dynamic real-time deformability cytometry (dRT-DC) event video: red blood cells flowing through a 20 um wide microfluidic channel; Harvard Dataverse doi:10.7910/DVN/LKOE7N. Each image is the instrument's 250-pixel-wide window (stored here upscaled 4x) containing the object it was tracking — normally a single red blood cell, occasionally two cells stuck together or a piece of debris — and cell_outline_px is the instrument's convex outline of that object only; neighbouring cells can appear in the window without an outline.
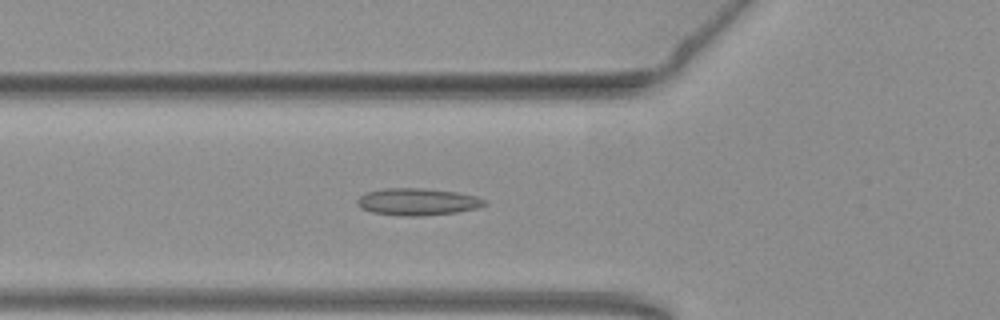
{"species": "common noctule bat (a hibernating species)", "species_latin": "Nyctalus noctula", "temperature_condition": "warm", "stored_images_in_passage": 46, "camera_frame_rate_fps": 3000, "um_per_image_px": 0.085, "animal": {"sex": "female", "body_mass_g": 19.3, "forearm_length_mm": 54.1}, "frame": {"image": 1, "passage_image": 11, "time_ms": 3.333, "image_size_px": [1000, 320], "cell_outline_px": [[488, 204], [476, 208], [456, 212], [424, 216], [400, 216], [372, 212], [360, 208], [356, 200], [360, 196], [368, 192], [380, 188], [424, 188], [456, 192], [476, 196], [488, 200]], "centroid_in_image_um": [35.5, 17.15], "position_along_channel_um": 90.3, "area_um2": 20.23}}
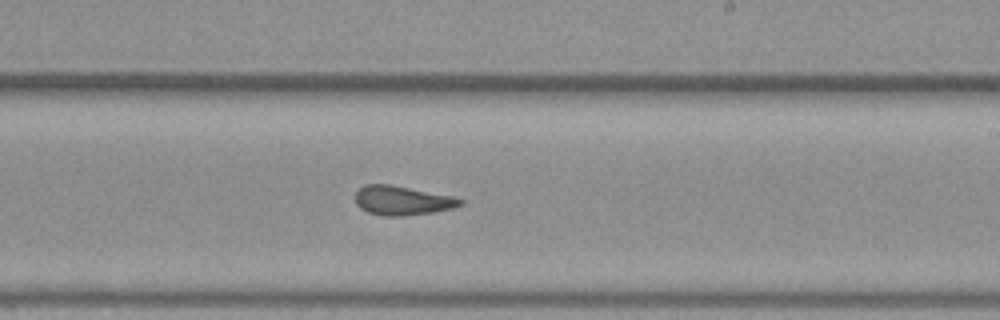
{"frame": {"image": 2, "passage_image": 24, "time_ms": 7.667, "image_size_px": [1000, 320], "cell_outline_px": [[464, 204], [452, 208], [432, 212], [400, 216], [384, 216], [368, 212], [360, 208], [356, 204], [356, 192], [364, 184], [388, 184], [452, 196], [464, 200]], "centroid_in_image_um": [34.18, 17.04], "position_along_channel_um": 254.8, "area_um2": 17.69}}
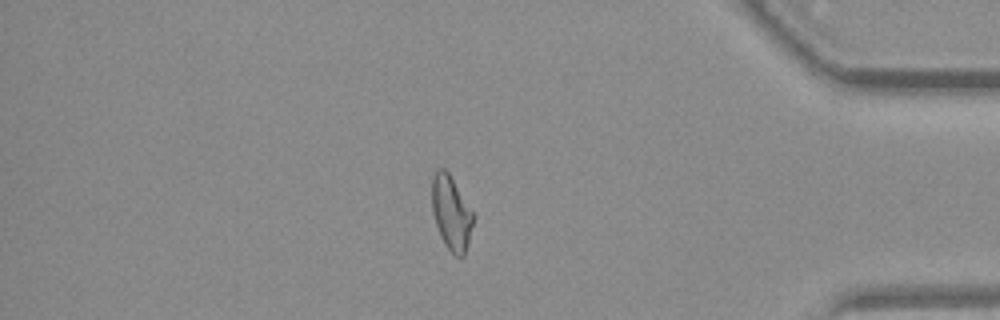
{"frame": {"image": 3, "passage_image": 38, "time_ms": 12.333, "image_size_px": [1000, 320], "cell_outline_px": [[472, 224], [468, 244], [464, 256], [460, 260], [444, 244], [440, 236], [432, 212], [432, 176], [436, 168], [444, 168], [448, 172], [472, 212]], "centroid_in_image_um": [38.32, 18.11], "position_along_channel_um": 396.9, "area_um2": 17.57}, "authors_computed_cell_mechanics": {"area_um2": 18.4382, "velocity_mm_per_s": 3.7887, "shape_relaxation_time_tau1_ms": null, "shape_relaxation_time_tau2_ms": 2.1612, "deformation_change_tau1": null, "deformation_change_tau2": 0.0919}}